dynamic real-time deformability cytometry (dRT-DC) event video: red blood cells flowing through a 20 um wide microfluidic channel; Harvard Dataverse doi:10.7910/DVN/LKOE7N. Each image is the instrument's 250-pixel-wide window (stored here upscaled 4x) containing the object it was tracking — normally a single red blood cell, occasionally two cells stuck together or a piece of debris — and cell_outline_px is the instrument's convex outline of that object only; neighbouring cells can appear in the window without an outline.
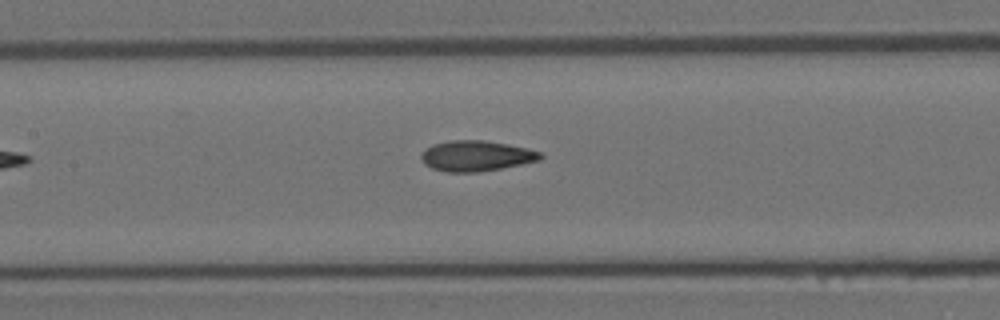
{"species": "Egyptian fruit bat (a non-hibernating species)", "species_latin": "Rousettus aegyptiacus", "temperature_condition": "room temperature", "stored_images_in_passage": 7, "camera_frame_rate_fps": 3000, "um_per_image_px": 0.085, "animal": {"sex": "female"}, "frame": {"image": 1, "passage_image": 7, "time_ms": 2.0, "image_size_px": [1000, 320], "cell_outline_px": [[544, 156], [540, 160], [500, 168], [476, 172], [444, 172], [432, 168], [424, 164], [420, 156], [432, 144], [452, 140], [484, 140], [528, 148], [540, 152]], "centroid_in_image_um": [40.47, 13.25], "position_along_channel_um": 166.9, "area_um2": 21.04}}